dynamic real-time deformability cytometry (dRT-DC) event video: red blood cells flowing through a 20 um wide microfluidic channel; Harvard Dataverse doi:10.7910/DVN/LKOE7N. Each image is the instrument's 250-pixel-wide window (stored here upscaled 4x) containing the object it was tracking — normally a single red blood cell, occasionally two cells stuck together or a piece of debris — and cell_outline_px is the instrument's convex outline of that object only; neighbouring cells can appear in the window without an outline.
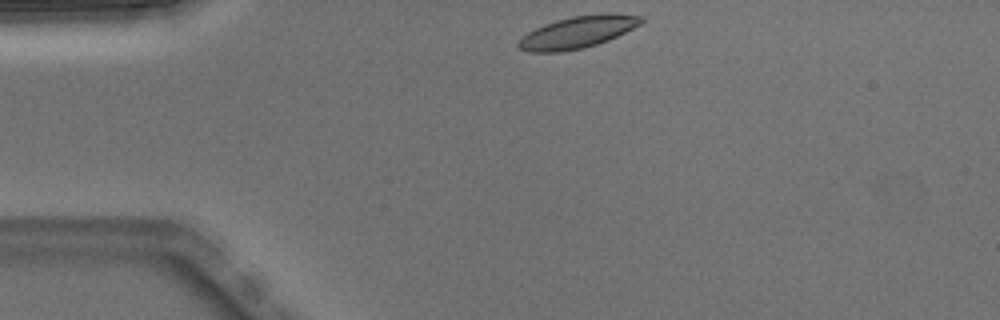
{"species": "Egyptian fruit bat (a non-hibernating species)", "species_latin": "Rousettus aegyptiacus", "temperature_condition": "warm", "stored_images_in_passage": 2, "camera_frame_rate_fps": 3000, "um_per_image_px": 0.085, "animal": {"sex": "male"}, "frame": {"image": 1, "passage_image": 1, "time_ms": 0.0, "image_size_px": [1000, 320], "cell_outline_px": [[644, 20], [640, 24], [608, 40], [584, 48], [560, 52], [528, 52], [520, 48], [516, 44], [528, 32], [544, 24], [556, 20], [572, 16], [608, 12], [612, 12], [644, 16]], "centroid_in_image_um": [49.12, 2.72], "position_along_channel_um": 35.9, "area_um2": 22.83}}
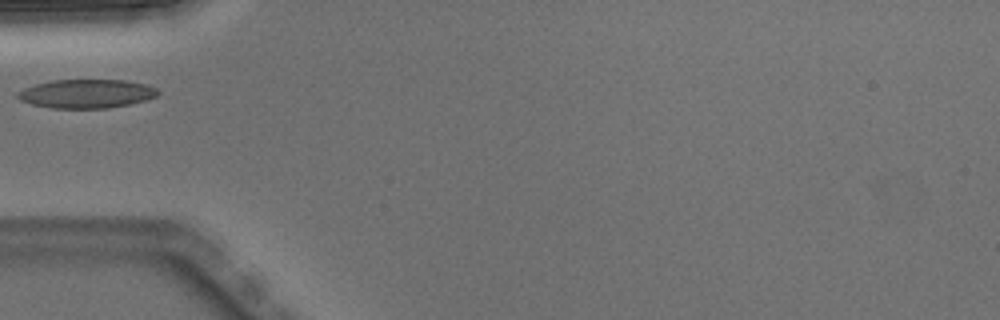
{"frame": {"image": 2, "passage_image": 2, "time_ms": 0.333, "image_size_px": [1000, 320], "cell_outline_px": [[160, 92], [156, 96], [144, 100], [128, 104], [108, 108], [52, 108], [32, 104], [20, 100], [16, 96], [16, 92], [24, 88], [36, 84], [52, 80], [124, 80], [148, 84], [156, 88]], "centroid_in_image_um": [7.34, 7.96], "position_along_channel_um": 77.7, "area_um2": 23.47}}